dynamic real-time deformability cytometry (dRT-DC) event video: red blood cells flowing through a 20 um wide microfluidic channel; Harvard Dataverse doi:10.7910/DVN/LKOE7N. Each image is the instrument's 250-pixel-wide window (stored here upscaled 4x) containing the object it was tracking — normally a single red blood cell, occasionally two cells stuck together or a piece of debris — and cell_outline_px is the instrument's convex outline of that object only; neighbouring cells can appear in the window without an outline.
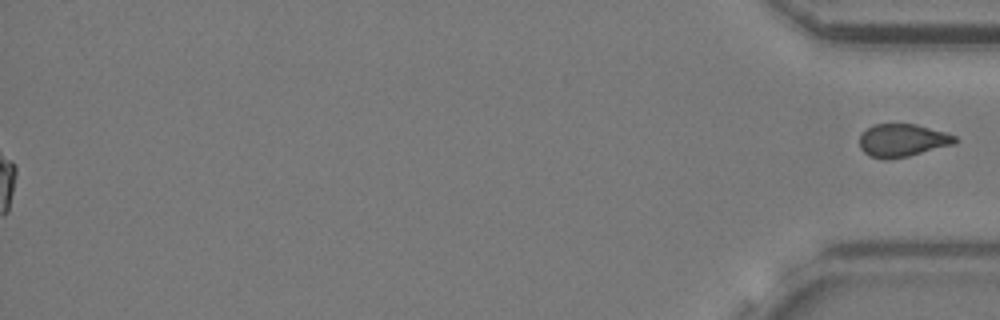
{"species": "common noctule bat (a hibernating species)", "species_latin": "Nyctalus noctula", "temperature_condition": "cold", "stored_images_in_passage": 58, "segment_of_instrument_passage": [2, 2], "camera_frame_rate_fps": 3000, "um_per_image_px": 0.085, "animal": {"sex": "female", "body_mass_g": 24.6, "forearm_length_mm": 56.2}, "frame": {"image": 1, "passage_image": 58, "time_ms": 19.0, "image_size_px": [1000, 320], "cell_outline_px": [[956, 144], [908, 156], [888, 160], [884, 160], [872, 156], [864, 152], [860, 148], [860, 136], [868, 128], [876, 124], [916, 124], [944, 132], [956, 136]], "centroid_in_image_um": [76.72, 11.94], "position_along_channel_um": 358.5, "area_um2": 18.15}}